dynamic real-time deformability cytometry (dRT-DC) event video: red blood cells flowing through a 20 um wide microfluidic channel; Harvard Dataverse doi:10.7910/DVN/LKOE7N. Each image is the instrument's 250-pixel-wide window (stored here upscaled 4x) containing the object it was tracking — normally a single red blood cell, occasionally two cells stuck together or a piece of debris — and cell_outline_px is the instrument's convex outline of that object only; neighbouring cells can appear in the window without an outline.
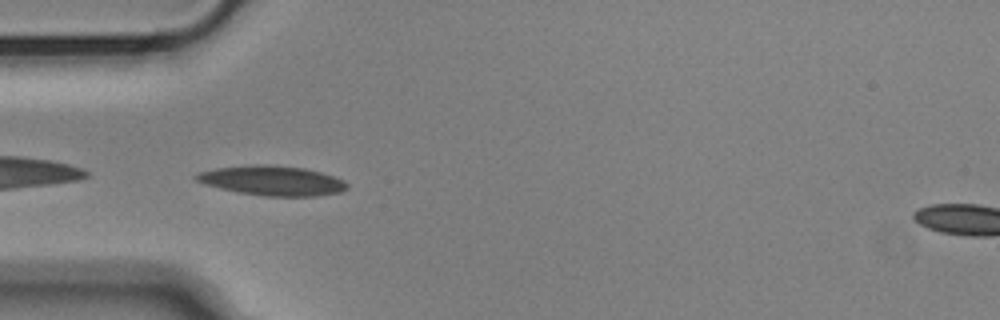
{"species": "Egyptian fruit bat (a non-hibernating species)", "species_latin": "Rousettus aegyptiacus", "temperature_condition": "cold", "stored_images_in_passage": 39, "camera_frame_rate_fps": 3000, "um_per_image_px": 0.085, "animal": {"sex": "male"}, "frame": {"image": 1, "passage_image": 1, "time_ms": 0.0, "image_size_px": [1000, 320], "cell_outline_px": [[348, 188], [340, 192], [316, 196], [264, 196], [236, 192], [204, 184], [196, 180], [192, 176], [196, 172], [216, 168], [256, 164], [268, 164], [304, 168], [320, 172], [344, 180], [348, 184]], "centroid_in_image_um": [23.1, 15.35], "position_along_channel_um": 61.9, "area_um2": 26.24}}
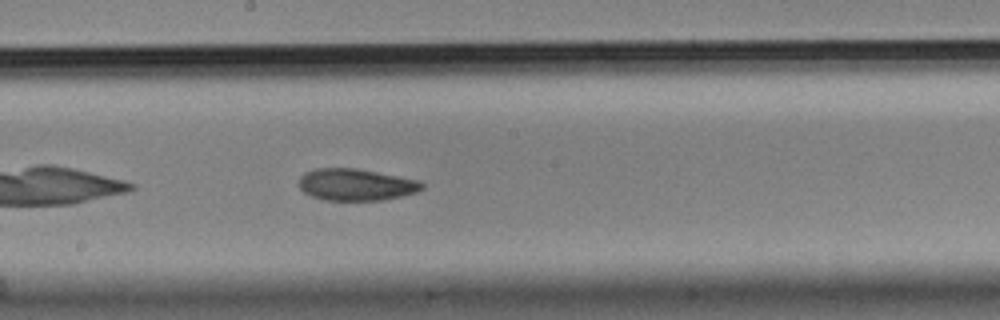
{"frame": {"image": 2, "passage_image": 14, "time_ms": 4.333, "image_size_px": [1000, 320], "cell_outline_px": [[424, 188], [416, 192], [384, 200], [324, 200], [312, 196], [304, 192], [300, 188], [300, 176], [304, 172], [316, 168], [356, 168], [420, 180], [424, 184]], "centroid_in_image_um": [30.26, 15.69], "position_along_channel_um": 217.9, "area_um2": 22.83}}
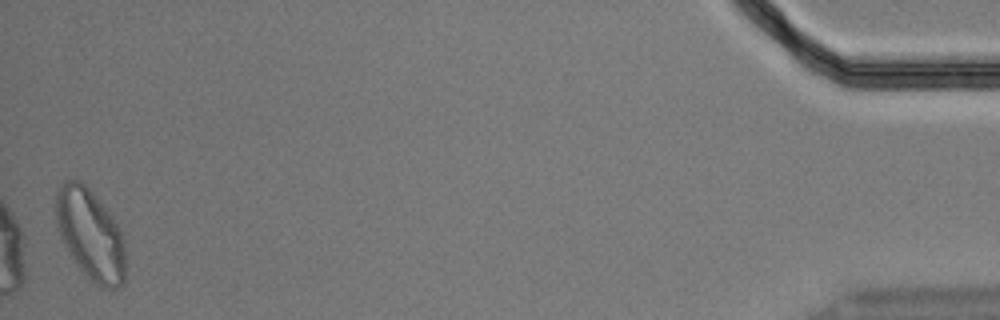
{"frame": {"image": 3, "passage_image": 39, "time_ms": 12.667, "image_size_px": [1000, 320], "cell_outline_px": [[124, 284], [120, 288], [100, 288], [76, 264], [60, 232], [56, 220], [56, 192], [60, 184], [64, 180], [80, 180], [92, 192], [112, 216], [120, 228], [124, 240]], "centroid_in_image_um": [7.71, 19.92], "position_along_channel_um": 427.5, "area_um2": 36.24}, "authors_computed_cell_mechanics": {"area_um2": 23.6402, "velocity_mm_per_s": 3.6228, "shape_relaxation_time_tau1_ms": 5.1349, "shape_relaxation_time_tau2_ms": 7.6476, "deformation_change_tau1": 0.1498, "deformation_change_tau2": 0.139}}